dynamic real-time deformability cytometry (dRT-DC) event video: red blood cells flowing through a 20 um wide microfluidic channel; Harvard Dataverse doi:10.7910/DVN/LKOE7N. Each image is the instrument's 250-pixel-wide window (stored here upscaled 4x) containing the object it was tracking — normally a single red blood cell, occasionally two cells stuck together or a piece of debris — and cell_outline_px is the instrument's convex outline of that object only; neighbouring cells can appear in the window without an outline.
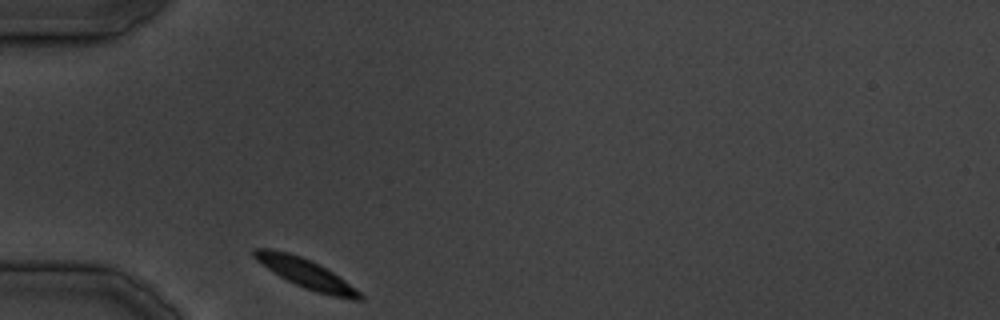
{"species": "common noctule bat (a hibernating species)", "species_latin": "Nyctalus noctula", "temperature_condition": "cold", "stored_images_in_passage": 10, "camera_frame_rate_fps": 3000, "um_per_image_px": 0.085, "animal": {"sex": "male", "body_mass_g": 19.5, "forearm_length_mm": 54.6}, "frame": {"image": 1, "passage_image": 1, "time_ms": 0.0, "image_size_px": [1000, 320], "cell_outline_px": [[364, 300], [352, 300], [332, 296], [316, 292], [304, 288], [280, 276], [256, 260], [252, 256], [252, 252], [256, 248], [272, 248], [288, 252], [312, 260], [320, 264], [344, 280], [360, 292], [364, 296]], "centroid_in_image_um": [26.01, 23.24], "position_along_channel_um": 59.0, "area_um2": 17.98}}